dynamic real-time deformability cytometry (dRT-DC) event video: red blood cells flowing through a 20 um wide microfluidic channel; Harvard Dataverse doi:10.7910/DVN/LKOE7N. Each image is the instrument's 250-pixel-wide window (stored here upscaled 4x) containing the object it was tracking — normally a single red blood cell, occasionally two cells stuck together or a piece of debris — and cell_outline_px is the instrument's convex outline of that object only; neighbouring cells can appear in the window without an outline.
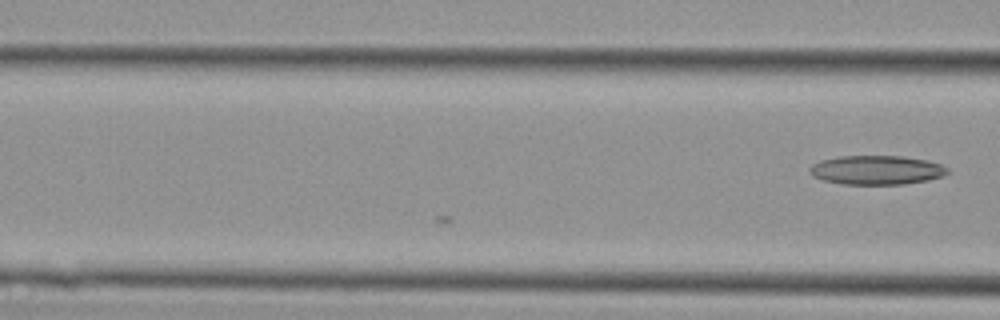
{"species": "Egyptian fruit bat (a non-hibernating species)", "species_latin": "Rousettus aegyptiacus", "temperature_condition": "cold", "stored_images_in_passage": 4, "camera_frame_rate_fps": 3000, "um_per_image_px": 0.085, "animal": {"sex": "female"}, "frame": {"image": 1, "passage_image": 4, "time_ms": 1.0, "image_size_px": [1000, 320], "cell_outline_px": [[948, 172], [940, 176], [928, 180], [904, 184], [844, 184], [824, 180], [812, 176], [808, 172], [808, 168], [812, 164], [820, 160], [840, 156], [904, 156], [924, 160], [940, 164], [948, 168]], "centroid_in_image_um": [74.45, 14.45], "position_along_channel_um": 92.1, "area_um2": 23.29}}